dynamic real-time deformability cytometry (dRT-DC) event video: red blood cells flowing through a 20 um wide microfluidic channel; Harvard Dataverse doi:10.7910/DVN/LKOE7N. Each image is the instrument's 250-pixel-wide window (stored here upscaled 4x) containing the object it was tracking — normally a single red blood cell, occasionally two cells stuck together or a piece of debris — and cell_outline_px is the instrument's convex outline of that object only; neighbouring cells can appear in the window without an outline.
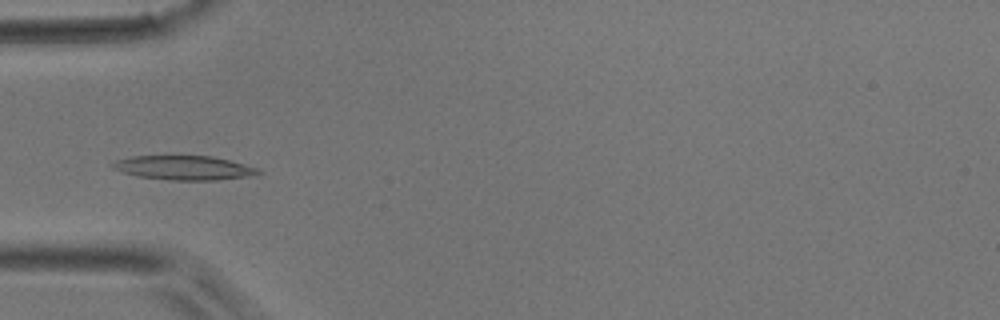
{"species": "common noctule bat (a hibernating species)", "species_latin": "Nyctalus noctula", "temperature_condition": "room temperature", "stored_images_in_passage": 13, "camera_frame_rate_fps": 3000, "um_per_image_px": 0.085, "animal": {"sex": "male", "body_mass_g": 17.9}, "frame": {"image": 1, "passage_image": 1, "time_ms": 0.0, "image_size_px": [1000, 320], "cell_outline_px": [[264, 172], [256, 176], [216, 180], [172, 180], [136, 176], [112, 168], [108, 164], [116, 160], [132, 156], [212, 156], [260, 168]], "centroid_in_image_um": [15.69, 14.27], "position_along_channel_um": 69.3, "area_um2": 20.75}}
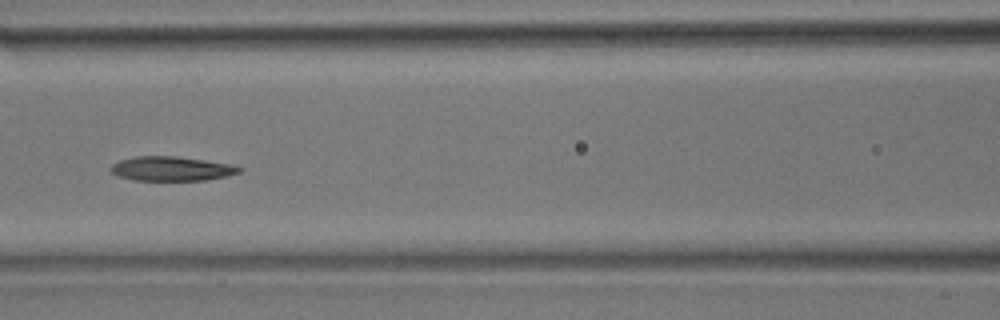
{"frame": {"image": 2, "passage_image": 7, "time_ms": 2.0, "image_size_px": [1000, 320], "cell_outline_px": [[244, 168], [240, 172], [228, 176], [204, 180], [132, 180], [116, 176], [112, 172], [112, 164], [120, 160], [136, 156], [176, 156], [232, 164]], "centroid_in_image_um": [14.6, 14.34], "position_along_channel_um": 152.0, "area_um2": 18.26}}
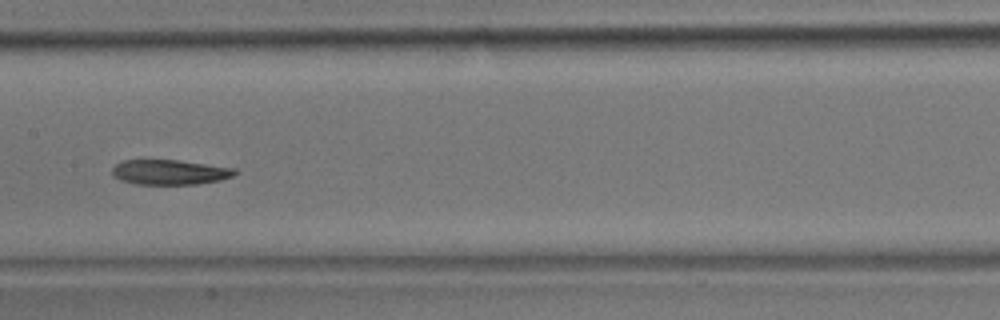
{"frame": {"image": 3, "passage_image": 10, "time_ms": 3.0, "image_size_px": [1000, 320], "cell_outline_px": [[236, 172], [232, 176], [220, 180], [196, 184], [136, 184], [120, 180], [112, 176], [112, 168], [116, 164], [124, 160], [176, 160], [236, 168]], "centroid_in_image_um": [14.4, 14.63], "position_along_channel_um": 193.0, "area_um2": 17.74}}